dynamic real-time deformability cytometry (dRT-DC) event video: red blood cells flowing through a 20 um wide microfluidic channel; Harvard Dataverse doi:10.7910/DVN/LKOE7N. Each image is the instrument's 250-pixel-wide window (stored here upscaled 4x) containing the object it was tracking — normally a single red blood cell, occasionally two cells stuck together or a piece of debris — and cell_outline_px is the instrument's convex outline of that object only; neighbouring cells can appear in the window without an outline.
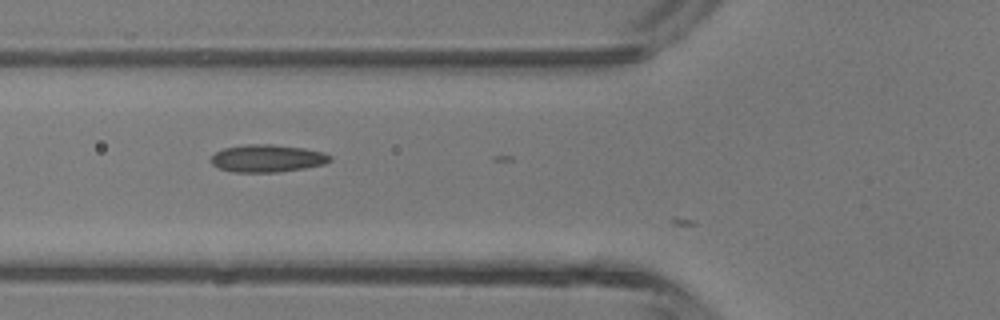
{"species": "common noctule bat (a hibernating species)", "species_latin": "Nyctalus noctula", "temperature_condition": "room temperature", "stored_images_in_passage": 5, "camera_frame_rate_fps": 3000, "um_per_image_px": 0.085, "animal": {"sex": "male", "body_mass_g": 13.3}, "frame": {"image": 1, "passage_image": 3, "time_ms": 3.0, "image_size_px": [1000, 320], "cell_outline_px": [[332, 160], [324, 164], [304, 168], [276, 172], [232, 172], [220, 168], [212, 164], [212, 156], [216, 152], [224, 148], [248, 144], [272, 144], [304, 148], [324, 152], [332, 156]], "centroid_in_image_um": [22.75, 13.45], "position_along_channel_um": 103.0, "area_um2": 19.02}}